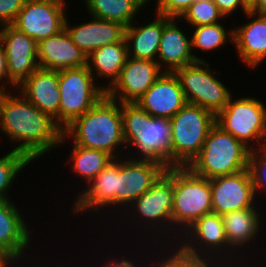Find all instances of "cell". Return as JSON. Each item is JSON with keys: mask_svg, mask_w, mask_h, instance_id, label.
<instances>
[{"mask_svg": "<svg viewBox=\"0 0 266 267\" xmlns=\"http://www.w3.org/2000/svg\"><path fill=\"white\" fill-rule=\"evenodd\" d=\"M157 61L128 56L119 79L106 95L120 103H135L163 74Z\"/></svg>", "mask_w": 266, "mask_h": 267, "instance_id": "cell-19", "label": "cell"}, {"mask_svg": "<svg viewBox=\"0 0 266 267\" xmlns=\"http://www.w3.org/2000/svg\"><path fill=\"white\" fill-rule=\"evenodd\" d=\"M210 186L213 213L259 207L248 169L210 179Z\"/></svg>", "mask_w": 266, "mask_h": 267, "instance_id": "cell-18", "label": "cell"}, {"mask_svg": "<svg viewBox=\"0 0 266 267\" xmlns=\"http://www.w3.org/2000/svg\"><path fill=\"white\" fill-rule=\"evenodd\" d=\"M172 243L203 215L212 213L210 180L189 167H173Z\"/></svg>", "mask_w": 266, "mask_h": 267, "instance_id": "cell-5", "label": "cell"}, {"mask_svg": "<svg viewBox=\"0 0 266 267\" xmlns=\"http://www.w3.org/2000/svg\"><path fill=\"white\" fill-rule=\"evenodd\" d=\"M249 22L233 26V46L240 62L254 71L266 60V14L248 11ZM264 62V63H263Z\"/></svg>", "mask_w": 266, "mask_h": 267, "instance_id": "cell-20", "label": "cell"}, {"mask_svg": "<svg viewBox=\"0 0 266 267\" xmlns=\"http://www.w3.org/2000/svg\"><path fill=\"white\" fill-rule=\"evenodd\" d=\"M156 13L170 18H180L195 0H154ZM153 1L148 0V5Z\"/></svg>", "mask_w": 266, "mask_h": 267, "instance_id": "cell-36", "label": "cell"}, {"mask_svg": "<svg viewBox=\"0 0 266 267\" xmlns=\"http://www.w3.org/2000/svg\"><path fill=\"white\" fill-rule=\"evenodd\" d=\"M148 263L149 267H213L217 261L188 253L177 243H168L150 245Z\"/></svg>", "mask_w": 266, "mask_h": 267, "instance_id": "cell-30", "label": "cell"}, {"mask_svg": "<svg viewBox=\"0 0 266 267\" xmlns=\"http://www.w3.org/2000/svg\"><path fill=\"white\" fill-rule=\"evenodd\" d=\"M90 16L130 26L147 8L148 0H83ZM141 11V13H140Z\"/></svg>", "mask_w": 266, "mask_h": 267, "instance_id": "cell-28", "label": "cell"}, {"mask_svg": "<svg viewBox=\"0 0 266 267\" xmlns=\"http://www.w3.org/2000/svg\"><path fill=\"white\" fill-rule=\"evenodd\" d=\"M195 1L200 2V1H209V0H195Z\"/></svg>", "mask_w": 266, "mask_h": 267, "instance_id": "cell-48", "label": "cell"}, {"mask_svg": "<svg viewBox=\"0 0 266 267\" xmlns=\"http://www.w3.org/2000/svg\"><path fill=\"white\" fill-rule=\"evenodd\" d=\"M173 198V167H169L166 168L165 172L155 181L150 189H148L142 196L134 200L119 216L120 218H117L115 221H113L112 224L108 226L109 229H112V231L114 230L113 233H111V230L109 232V229H107L108 227L105 225V227L103 228L104 231L108 232L111 235L109 236L108 233L105 232L99 235H104V237H109V239L116 238L118 235L120 236L116 238L117 241H113L112 239L106 240L109 242L102 241V243H104L103 245L110 249V246L111 248L114 246L117 248L120 246L119 248H121L123 244L127 246L131 243L132 245L135 244L146 246L172 243ZM112 226H117L120 232L117 230V227L114 228ZM128 228L130 232L128 231ZM126 233H128L130 236H128V234ZM114 234L116 235V237ZM134 236L137 237L134 238ZM119 237L121 238L119 239ZM121 239H124L126 241H124L123 243V240ZM118 241L121 244H119V246L117 244ZM127 241L129 243H127ZM134 241L135 243H133ZM113 242H115L117 246L115 243L113 244V246L109 245Z\"/></svg>", "mask_w": 266, "mask_h": 267, "instance_id": "cell-1", "label": "cell"}, {"mask_svg": "<svg viewBox=\"0 0 266 267\" xmlns=\"http://www.w3.org/2000/svg\"><path fill=\"white\" fill-rule=\"evenodd\" d=\"M223 24V22H219L211 25L189 27L193 29L189 30L191 31L189 35H191L192 52L196 61H206L204 58H200V55L198 57V49L205 54L207 52L211 54L216 49L225 48L227 43V46L229 44L233 45V27L226 29L227 26Z\"/></svg>", "mask_w": 266, "mask_h": 267, "instance_id": "cell-32", "label": "cell"}, {"mask_svg": "<svg viewBox=\"0 0 266 267\" xmlns=\"http://www.w3.org/2000/svg\"><path fill=\"white\" fill-rule=\"evenodd\" d=\"M66 142L68 145L105 151L113 158L125 157L121 103L105 95L63 130L60 144Z\"/></svg>", "mask_w": 266, "mask_h": 267, "instance_id": "cell-3", "label": "cell"}, {"mask_svg": "<svg viewBox=\"0 0 266 267\" xmlns=\"http://www.w3.org/2000/svg\"><path fill=\"white\" fill-rule=\"evenodd\" d=\"M50 257H51V258L53 257V259H51V258L49 259V260H50L49 262H51V263L47 264V263H48V261L46 262V261L44 260V262H43V263H42L40 266H41V267H44V266H45V267H53V265H54V267H55V266L57 267V265H56V264H57L58 262L60 263V261H64V260H63V256H62V259H60L61 257L59 256V259H58V261H57V262H55V263L53 264V262H52V261L55 259V258H54L55 256H54V255H52V256H50ZM59 260H60V261H59ZM45 262H46V263H45ZM44 264H45V265H44ZM50 264H51V265H50ZM52 264H53V265H52ZM47 265H48V266H47Z\"/></svg>", "mask_w": 266, "mask_h": 267, "instance_id": "cell-44", "label": "cell"}, {"mask_svg": "<svg viewBox=\"0 0 266 267\" xmlns=\"http://www.w3.org/2000/svg\"><path fill=\"white\" fill-rule=\"evenodd\" d=\"M166 167L153 160L119 158L116 190V219L142 196L165 172Z\"/></svg>", "mask_w": 266, "mask_h": 267, "instance_id": "cell-16", "label": "cell"}, {"mask_svg": "<svg viewBox=\"0 0 266 267\" xmlns=\"http://www.w3.org/2000/svg\"><path fill=\"white\" fill-rule=\"evenodd\" d=\"M72 148L69 152V159L66 164L71 167L70 171L75 175L78 180H81L82 189L86 187L114 158L105 151H99L91 148H83L77 145H71ZM81 178V179H80ZM85 184H84V182Z\"/></svg>", "mask_w": 266, "mask_h": 267, "instance_id": "cell-29", "label": "cell"}, {"mask_svg": "<svg viewBox=\"0 0 266 267\" xmlns=\"http://www.w3.org/2000/svg\"><path fill=\"white\" fill-rule=\"evenodd\" d=\"M26 0H0V27L12 25Z\"/></svg>", "mask_w": 266, "mask_h": 267, "instance_id": "cell-37", "label": "cell"}, {"mask_svg": "<svg viewBox=\"0 0 266 267\" xmlns=\"http://www.w3.org/2000/svg\"><path fill=\"white\" fill-rule=\"evenodd\" d=\"M213 267H232V262H217Z\"/></svg>", "mask_w": 266, "mask_h": 267, "instance_id": "cell-46", "label": "cell"}, {"mask_svg": "<svg viewBox=\"0 0 266 267\" xmlns=\"http://www.w3.org/2000/svg\"><path fill=\"white\" fill-rule=\"evenodd\" d=\"M217 6L220 12L228 18L235 12H242L245 14L250 10V7L243 0H212ZM240 10V11H238Z\"/></svg>", "mask_w": 266, "mask_h": 267, "instance_id": "cell-38", "label": "cell"}, {"mask_svg": "<svg viewBox=\"0 0 266 267\" xmlns=\"http://www.w3.org/2000/svg\"><path fill=\"white\" fill-rule=\"evenodd\" d=\"M101 83L87 65L59 70V126L63 130L106 95Z\"/></svg>", "mask_w": 266, "mask_h": 267, "instance_id": "cell-11", "label": "cell"}, {"mask_svg": "<svg viewBox=\"0 0 266 267\" xmlns=\"http://www.w3.org/2000/svg\"><path fill=\"white\" fill-rule=\"evenodd\" d=\"M179 19L187 24L188 29L189 26L211 25L227 20L212 0L193 2Z\"/></svg>", "mask_w": 266, "mask_h": 267, "instance_id": "cell-34", "label": "cell"}, {"mask_svg": "<svg viewBox=\"0 0 266 267\" xmlns=\"http://www.w3.org/2000/svg\"><path fill=\"white\" fill-rule=\"evenodd\" d=\"M0 42L6 55L8 88L15 90L28 76L39 69L38 43L12 25L0 27Z\"/></svg>", "mask_w": 266, "mask_h": 267, "instance_id": "cell-17", "label": "cell"}, {"mask_svg": "<svg viewBox=\"0 0 266 267\" xmlns=\"http://www.w3.org/2000/svg\"><path fill=\"white\" fill-rule=\"evenodd\" d=\"M249 7L255 2V0H243Z\"/></svg>", "mask_w": 266, "mask_h": 267, "instance_id": "cell-47", "label": "cell"}, {"mask_svg": "<svg viewBox=\"0 0 266 267\" xmlns=\"http://www.w3.org/2000/svg\"><path fill=\"white\" fill-rule=\"evenodd\" d=\"M264 212L265 210L261 209L259 206L221 215L229 245L246 261H262L265 258L266 248H264V246L266 247V243H264L265 240H262V238L265 239L266 237V234L264 235L266 231L263 229L266 227V217H264L266 216V212ZM260 239L263 243H260L262 242ZM256 240H258L257 242H260L257 243ZM260 246L263 247L262 249L265 253Z\"/></svg>", "mask_w": 266, "mask_h": 267, "instance_id": "cell-14", "label": "cell"}, {"mask_svg": "<svg viewBox=\"0 0 266 267\" xmlns=\"http://www.w3.org/2000/svg\"><path fill=\"white\" fill-rule=\"evenodd\" d=\"M234 96L235 94L230 97L226 107L215 116V123L250 149L265 148L266 103L256 96Z\"/></svg>", "mask_w": 266, "mask_h": 267, "instance_id": "cell-8", "label": "cell"}, {"mask_svg": "<svg viewBox=\"0 0 266 267\" xmlns=\"http://www.w3.org/2000/svg\"><path fill=\"white\" fill-rule=\"evenodd\" d=\"M11 260L6 256V255H2L0 257V267H5Z\"/></svg>", "mask_w": 266, "mask_h": 267, "instance_id": "cell-45", "label": "cell"}, {"mask_svg": "<svg viewBox=\"0 0 266 267\" xmlns=\"http://www.w3.org/2000/svg\"><path fill=\"white\" fill-rule=\"evenodd\" d=\"M247 169L253 184L256 202L262 209H266V204L263 206L266 200V147L250 150ZM261 198L263 201L260 203Z\"/></svg>", "mask_w": 266, "mask_h": 267, "instance_id": "cell-35", "label": "cell"}, {"mask_svg": "<svg viewBox=\"0 0 266 267\" xmlns=\"http://www.w3.org/2000/svg\"><path fill=\"white\" fill-rule=\"evenodd\" d=\"M119 172V158H114L109 164L90 182L80 189L77 187V192L72 195L73 200L69 207V215H74L73 220L76 217H83L84 214L88 213L90 220L95 226V220L97 224H101L104 227L105 223L107 226L116 220V190H117V175ZM72 212V213H71ZM92 212V213H90ZM101 212V213H100ZM84 213V214H83ZM79 214V215H78ZM94 214V215H93ZM105 214V217L102 216ZM95 215L96 218H95ZM90 216H93L91 218ZM109 216H111L109 219ZM108 217V218H107ZM97 218L99 220H97ZM101 218V219H100ZM105 219V220H104ZM108 219V221H107ZM111 220V221H110Z\"/></svg>", "mask_w": 266, "mask_h": 267, "instance_id": "cell-10", "label": "cell"}, {"mask_svg": "<svg viewBox=\"0 0 266 267\" xmlns=\"http://www.w3.org/2000/svg\"><path fill=\"white\" fill-rule=\"evenodd\" d=\"M250 148L216 123L210 129L199 155L188 166L207 179L237 173L248 168Z\"/></svg>", "mask_w": 266, "mask_h": 267, "instance_id": "cell-6", "label": "cell"}, {"mask_svg": "<svg viewBox=\"0 0 266 267\" xmlns=\"http://www.w3.org/2000/svg\"><path fill=\"white\" fill-rule=\"evenodd\" d=\"M250 11L258 14H266V0H255L250 6Z\"/></svg>", "mask_w": 266, "mask_h": 267, "instance_id": "cell-42", "label": "cell"}, {"mask_svg": "<svg viewBox=\"0 0 266 267\" xmlns=\"http://www.w3.org/2000/svg\"><path fill=\"white\" fill-rule=\"evenodd\" d=\"M34 106L59 125V71L37 69L16 88Z\"/></svg>", "mask_w": 266, "mask_h": 267, "instance_id": "cell-25", "label": "cell"}, {"mask_svg": "<svg viewBox=\"0 0 266 267\" xmlns=\"http://www.w3.org/2000/svg\"><path fill=\"white\" fill-rule=\"evenodd\" d=\"M4 89L0 86V93L3 91Z\"/></svg>", "mask_w": 266, "mask_h": 267, "instance_id": "cell-49", "label": "cell"}, {"mask_svg": "<svg viewBox=\"0 0 266 267\" xmlns=\"http://www.w3.org/2000/svg\"><path fill=\"white\" fill-rule=\"evenodd\" d=\"M121 114L126 156L172 167L170 119L153 117L137 103H121Z\"/></svg>", "mask_w": 266, "mask_h": 267, "instance_id": "cell-4", "label": "cell"}, {"mask_svg": "<svg viewBox=\"0 0 266 267\" xmlns=\"http://www.w3.org/2000/svg\"><path fill=\"white\" fill-rule=\"evenodd\" d=\"M127 58L126 42L108 44L94 50L87 56V67L97 83L101 80L106 81L107 84L103 83L102 88L108 91L119 79Z\"/></svg>", "mask_w": 266, "mask_h": 267, "instance_id": "cell-27", "label": "cell"}, {"mask_svg": "<svg viewBox=\"0 0 266 267\" xmlns=\"http://www.w3.org/2000/svg\"><path fill=\"white\" fill-rule=\"evenodd\" d=\"M179 18H171L164 26L159 43L157 63L164 72H174L178 68L196 62L192 52L191 35L188 36Z\"/></svg>", "mask_w": 266, "mask_h": 267, "instance_id": "cell-24", "label": "cell"}, {"mask_svg": "<svg viewBox=\"0 0 266 267\" xmlns=\"http://www.w3.org/2000/svg\"><path fill=\"white\" fill-rule=\"evenodd\" d=\"M33 259V260H32ZM36 260V262H35ZM39 262L37 261V259L35 257H31L30 259L27 260H11L5 267H40L39 265L43 262V259L41 260V258L39 257ZM38 262V263H37ZM36 263V264H35ZM22 264V265H21ZM26 264V265H25ZM28 264V265H27Z\"/></svg>", "mask_w": 266, "mask_h": 267, "instance_id": "cell-40", "label": "cell"}, {"mask_svg": "<svg viewBox=\"0 0 266 267\" xmlns=\"http://www.w3.org/2000/svg\"><path fill=\"white\" fill-rule=\"evenodd\" d=\"M0 132L14 144L11 150L25 155L32 163L62 148L63 129L16 89L0 93Z\"/></svg>", "mask_w": 266, "mask_h": 267, "instance_id": "cell-2", "label": "cell"}, {"mask_svg": "<svg viewBox=\"0 0 266 267\" xmlns=\"http://www.w3.org/2000/svg\"><path fill=\"white\" fill-rule=\"evenodd\" d=\"M91 17V18H90ZM85 22L68 21L72 18L66 16L64 28L69 33L72 41L88 56L94 50L117 42H126V26L119 22L98 19L89 16Z\"/></svg>", "mask_w": 266, "mask_h": 267, "instance_id": "cell-21", "label": "cell"}, {"mask_svg": "<svg viewBox=\"0 0 266 267\" xmlns=\"http://www.w3.org/2000/svg\"><path fill=\"white\" fill-rule=\"evenodd\" d=\"M37 58L39 68L45 70L59 71L87 65V55L72 41L65 28L38 42Z\"/></svg>", "mask_w": 266, "mask_h": 267, "instance_id": "cell-23", "label": "cell"}, {"mask_svg": "<svg viewBox=\"0 0 266 267\" xmlns=\"http://www.w3.org/2000/svg\"><path fill=\"white\" fill-rule=\"evenodd\" d=\"M232 267H266V262L241 260L232 262Z\"/></svg>", "mask_w": 266, "mask_h": 267, "instance_id": "cell-41", "label": "cell"}, {"mask_svg": "<svg viewBox=\"0 0 266 267\" xmlns=\"http://www.w3.org/2000/svg\"><path fill=\"white\" fill-rule=\"evenodd\" d=\"M32 164L25 155L14 150H7L6 154L0 156V201L13 199L11 195L9 197V191L14 189L13 184L21 176L20 173Z\"/></svg>", "mask_w": 266, "mask_h": 267, "instance_id": "cell-33", "label": "cell"}, {"mask_svg": "<svg viewBox=\"0 0 266 267\" xmlns=\"http://www.w3.org/2000/svg\"><path fill=\"white\" fill-rule=\"evenodd\" d=\"M99 238V245L98 244H96L98 247L97 248H94L93 247V249H94V254H92V252H91V255H93L94 257H95V259H97L96 258V256L98 257V258H100V259H97L96 261H95V259L94 258H92L93 256H91L90 258H89V256H87V253H86V255H85V253H84V255L82 256V258L84 257V256H86V257H84V259L85 260H82L83 262H85V264L82 262V261H79V262H81L82 263V265L84 266V267H149V246H146V245H130V246H128L127 245V248H126V245L124 246H122V249L120 250V249H117L116 251H118V252H120V253H118L117 254V252L115 253V247L113 248V250H100L101 249V247H102V243H101V237L99 236L98 237ZM99 246H101V247H99ZM133 246V247H132ZM123 247H124V250H123ZM131 247V248H130ZM100 248V249H99ZM127 250H126V249ZM128 248H130V249H128ZM136 248V249H135ZM142 248V249H141ZM96 249H98L99 251H97ZM145 250V251H144ZM100 253V254H102V252L104 253V255H103V258H101L102 257V255H100V257H99V255H98V253ZM101 251V252H100ZM109 251V252H108ZM128 251V252H127ZM139 251V252H138ZM114 253V255L112 254V253ZM133 252V253H132ZM142 252V253H141ZM144 252V253H143ZM148 252V253H147ZM95 253H97V255L95 254ZM106 253L108 254L107 256H106ZM111 253V254H110ZM127 253V254H126ZM131 253V254H130ZM135 253V254H134ZM116 254V255H115ZM134 254V255H133ZM143 254V255H142ZM131 255V256H130ZM142 255V256H141ZM104 256H106V257H104ZM87 257H88V260H86L87 259ZM134 257V258H133ZM144 257V258H143ZM104 258H105V260H104ZM142 258V259H141ZM93 259H94V262H92L93 261ZM102 259V260H101ZM90 260H91V262L92 263H90ZM99 260V261H98ZM101 260V261H100ZM140 260V261H139ZM87 261H89V262H87ZM98 264H96V263ZM100 264H99V263ZM143 262V263H142ZM146 262V263H145ZM140 263V264H139ZM93 264V266H91ZM142 264H144V265H142Z\"/></svg>", "mask_w": 266, "mask_h": 267, "instance_id": "cell-31", "label": "cell"}, {"mask_svg": "<svg viewBox=\"0 0 266 267\" xmlns=\"http://www.w3.org/2000/svg\"><path fill=\"white\" fill-rule=\"evenodd\" d=\"M172 167H188L199 155L215 115L186 103L171 119Z\"/></svg>", "mask_w": 266, "mask_h": 267, "instance_id": "cell-7", "label": "cell"}, {"mask_svg": "<svg viewBox=\"0 0 266 267\" xmlns=\"http://www.w3.org/2000/svg\"><path fill=\"white\" fill-rule=\"evenodd\" d=\"M220 73L211 68L209 61H196L174 71L187 103L209 110L215 116L233 95V90L230 91L219 77Z\"/></svg>", "mask_w": 266, "mask_h": 267, "instance_id": "cell-9", "label": "cell"}, {"mask_svg": "<svg viewBox=\"0 0 266 267\" xmlns=\"http://www.w3.org/2000/svg\"><path fill=\"white\" fill-rule=\"evenodd\" d=\"M75 256H76V258L74 257L73 260L76 259L77 263H76L75 261H72L73 263H72V262H69V259H67V260H68V261H66L67 264H66L65 262L63 263V265H61V264H60V265L57 264V267H63V266L65 267V264H66V267H70V266H71V267H72V266H73V267H78V266H79V267H81V266L84 267L83 265H81L80 262H78V260H82L81 256H80V258H78V259H77V257H79V256H78L77 254H76ZM69 263H71V264H69ZM75 264H76V265H75ZM78 264H79V265H78ZM69 265H70V266H69ZM80 265H81V266H80Z\"/></svg>", "mask_w": 266, "mask_h": 267, "instance_id": "cell-43", "label": "cell"}, {"mask_svg": "<svg viewBox=\"0 0 266 267\" xmlns=\"http://www.w3.org/2000/svg\"><path fill=\"white\" fill-rule=\"evenodd\" d=\"M177 244L193 255L217 262L244 260L228 243L221 215L208 213L196 220L181 235Z\"/></svg>", "mask_w": 266, "mask_h": 267, "instance_id": "cell-12", "label": "cell"}, {"mask_svg": "<svg viewBox=\"0 0 266 267\" xmlns=\"http://www.w3.org/2000/svg\"><path fill=\"white\" fill-rule=\"evenodd\" d=\"M68 0H26L12 24L37 43L64 29Z\"/></svg>", "mask_w": 266, "mask_h": 267, "instance_id": "cell-15", "label": "cell"}, {"mask_svg": "<svg viewBox=\"0 0 266 267\" xmlns=\"http://www.w3.org/2000/svg\"><path fill=\"white\" fill-rule=\"evenodd\" d=\"M16 203L17 201L15 200L13 201V199L0 201L1 253L6 255L10 260L22 261L30 259L31 256L33 257L37 256V259L38 257L41 258L45 257L47 259L48 258L47 254L44 255V253L43 254L41 253L43 251H41L40 248L43 244L39 245V243H36L33 245V242H35L34 240L35 237H33V233L34 236L38 235L37 238L39 237L40 234L36 233L37 229L34 230V225H33L34 221L31 222L27 221L28 218H26V216L29 217L30 213L27 212L29 215H25L24 212H22V207L24 206L22 205L18 206V204ZM19 207L21 209H18ZM36 246H38L39 249H37ZM33 248H36L38 251H36V249L33 250ZM31 250H33V254L37 255H33ZM38 253H40V256L38 255Z\"/></svg>", "mask_w": 266, "mask_h": 267, "instance_id": "cell-13", "label": "cell"}, {"mask_svg": "<svg viewBox=\"0 0 266 267\" xmlns=\"http://www.w3.org/2000/svg\"><path fill=\"white\" fill-rule=\"evenodd\" d=\"M151 15L155 17H150L151 21H146V18L145 23L135 20L130 26L126 27L125 40L128 56L131 58L150 61H156L157 59L163 26L171 18L156 12Z\"/></svg>", "mask_w": 266, "mask_h": 267, "instance_id": "cell-26", "label": "cell"}, {"mask_svg": "<svg viewBox=\"0 0 266 267\" xmlns=\"http://www.w3.org/2000/svg\"><path fill=\"white\" fill-rule=\"evenodd\" d=\"M135 103L153 117L171 119L187 101L174 72H163Z\"/></svg>", "mask_w": 266, "mask_h": 267, "instance_id": "cell-22", "label": "cell"}, {"mask_svg": "<svg viewBox=\"0 0 266 267\" xmlns=\"http://www.w3.org/2000/svg\"><path fill=\"white\" fill-rule=\"evenodd\" d=\"M0 86L6 90L8 89V70L5 50L0 42Z\"/></svg>", "mask_w": 266, "mask_h": 267, "instance_id": "cell-39", "label": "cell"}]
</instances>
